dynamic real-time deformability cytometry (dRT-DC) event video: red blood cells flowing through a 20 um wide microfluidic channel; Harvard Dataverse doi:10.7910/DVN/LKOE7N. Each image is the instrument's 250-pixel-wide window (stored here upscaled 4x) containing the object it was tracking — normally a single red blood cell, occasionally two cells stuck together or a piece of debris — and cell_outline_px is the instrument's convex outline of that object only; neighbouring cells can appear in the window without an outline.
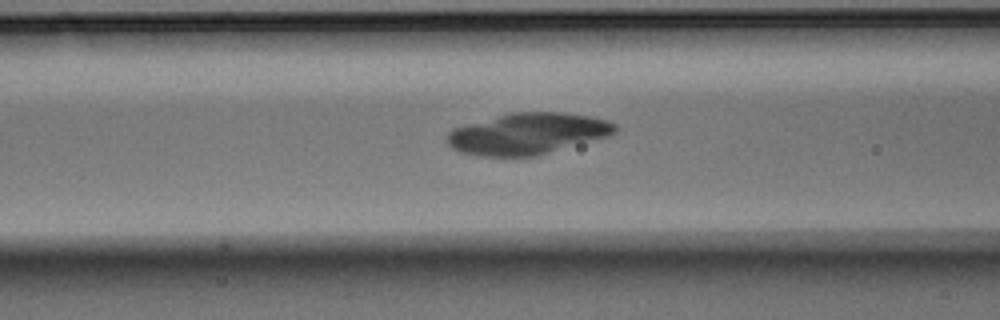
{"species": "Egyptian fruit bat (a non-hibernating species)", "species_latin": "Rousettus aegyptiacus", "temperature_condition": "warm", "stored_images_in_passage": 49, "camera_frame_rate_fps": 3000, "um_per_image_px": 0.085, "animal": {"sex": "male"}, "frame": {"image": 1, "passage_image": 20, "time_ms": 6.333, "image_size_px": [1000, 320], "cell_outline_px": [[616, 132], [608, 136], [536, 156], [476, 156], [460, 152], [452, 148], [444, 140], [448, 132], [452, 128], [512, 112], [564, 112], [588, 116], [608, 120], [616, 124]], "centroid_in_image_um": [44.82, 11.37], "position_along_channel_um": 121.8, "area_um2": 40.46}}
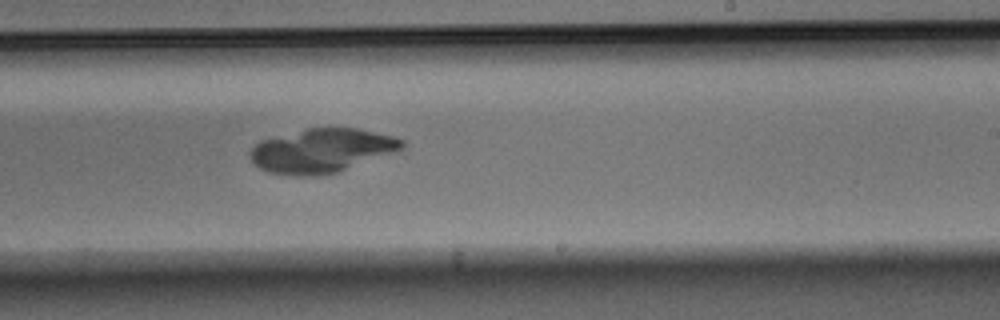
{"frame": {"image": 2, "passage_image": 30, "time_ms": 9.667, "image_size_px": [1000, 320], "cell_outline_px": [[404, 148], [396, 152], [336, 172], [320, 176], [292, 176], [268, 172], [260, 168], [248, 156], [252, 148], [260, 140], [308, 128], [356, 128], [392, 136], [404, 140]], "centroid_in_image_um": [27.34, 12.81], "position_along_channel_um": 261.7, "area_um2": 38.78}}
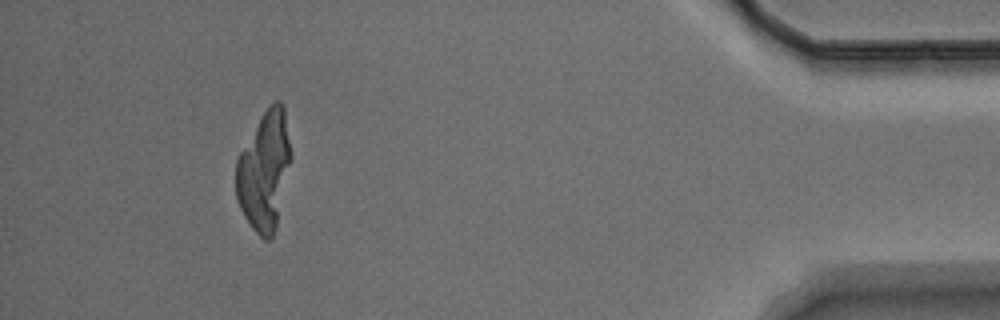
{"frame": {"image": 3, "passage_image": 45, "time_ms": 14.667, "image_size_px": [1000, 320], "cell_outline_px": [[292, 156], [276, 228], [272, 236], [268, 240], [264, 240], [252, 228], [244, 216], [240, 208], [236, 196], [236, 160], [240, 152], [260, 116], [268, 104], [276, 100], [280, 100], [284, 104]], "centroid_in_image_um": [22.48, 14.47], "position_along_channel_um": 412.7, "area_um2": 38.32}}